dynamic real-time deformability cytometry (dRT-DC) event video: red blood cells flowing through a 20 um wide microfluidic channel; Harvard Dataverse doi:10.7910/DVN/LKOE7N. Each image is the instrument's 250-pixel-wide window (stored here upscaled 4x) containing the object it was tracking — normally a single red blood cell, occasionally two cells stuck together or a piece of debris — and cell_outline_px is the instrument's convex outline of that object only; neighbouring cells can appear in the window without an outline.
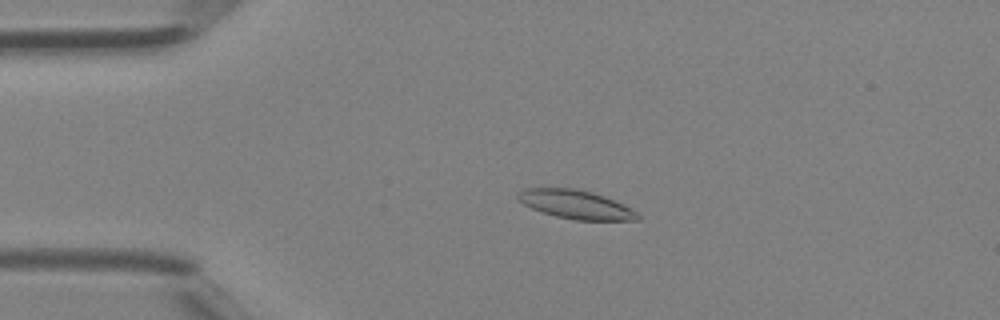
{"species": "Egyptian fruit bat (a non-hibernating species)", "species_latin": "Rousettus aegyptiacus", "temperature_condition": "room temperature", "stored_images_in_passage": 42, "camera_frame_rate_fps": 3000, "um_per_image_px": 0.085, "animal": {"sex": "female"}, "frame": {"image": 1, "passage_image": 9, "time_ms": 2.667, "image_size_px": [1000, 320], "cell_outline_px": [[640, 220], [576, 220], [556, 216], [540, 212], [516, 200], [516, 196], [524, 188], [576, 188], [592, 192], [604, 196], [636, 212], [640, 216]], "centroid_in_image_um": [48.88, 17.38], "position_along_channel_um": 36.1, "area_um2": 19.83}}
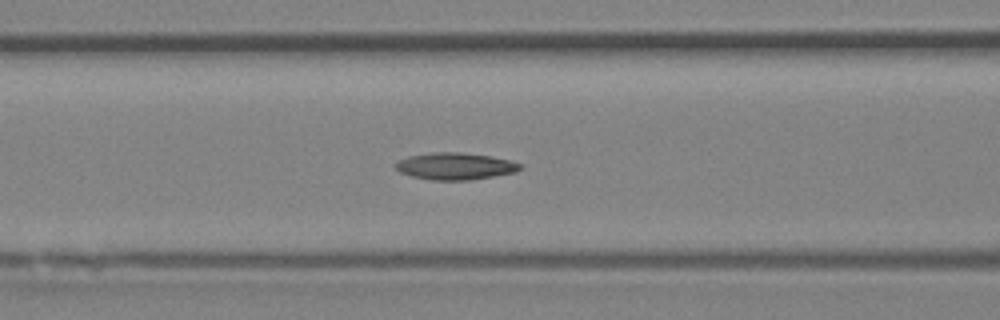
{"frame": {"image": 2, "passage_image": 17, "time_ms": 5.333, "image_size_px": [1000, 320], "cell_outline_px": [[524, 164], [516, 172], [468, 180], [432, 180], [412, 176], [400, 172], [396, 168], [396, 164], [400, 160], [408, 156], [436, 152], [460, 152], [492, 156], [512, 160]], "centroid_in_image_um": [38.74, 14.12], "position_along_channel_um": 127.9, "area_um2": 19.48}}
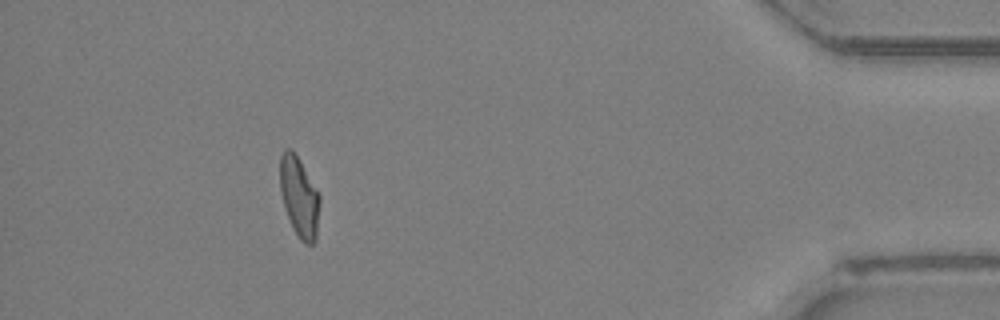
{"frame": {"image": 3, "passage_image": 38, "time_ms": 12.333, "image_size_px": [1000, 320], "cell_outline_px": [[320, 204], [316, 240], [312, 244], [304, 244], [300, 240], [292, 228], [284, 204], [280, 188], [280, 156], [284, 148], [292, 148], [320, 196]], "centroid_in_image_um": [25.43, 16.76], "position_along_channel_um": 409.8, "area_um2": 18.44}}